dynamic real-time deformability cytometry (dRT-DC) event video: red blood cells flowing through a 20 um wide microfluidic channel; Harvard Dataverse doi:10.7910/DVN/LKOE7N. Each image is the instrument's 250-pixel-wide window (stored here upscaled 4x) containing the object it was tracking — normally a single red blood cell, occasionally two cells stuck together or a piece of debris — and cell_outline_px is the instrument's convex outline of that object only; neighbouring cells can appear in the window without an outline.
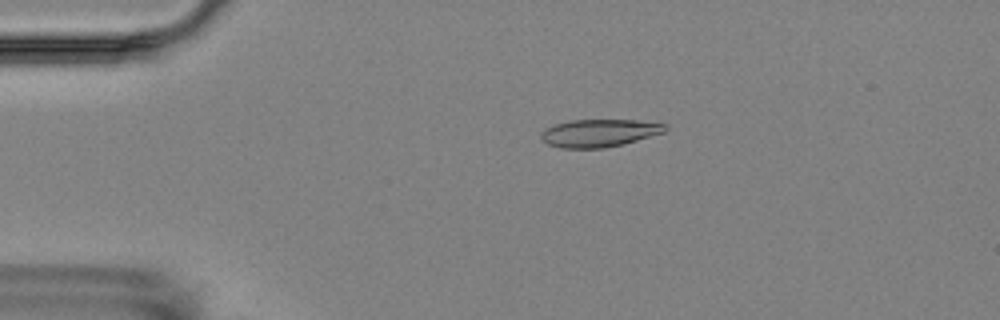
{"species": "Egyptian fruit bat (a non-hibernating species)", "species_latin": "Rousettus aegyptiacus", "temperature_condition": "room temperature", "stored_images_in_passage": 1, "camera_frame_rate_fps": 3000, "um_per_image_px": 0.085, "animal": {"sex": "female"}, "frame": {"image": 1, "passage_image": 1, "time_ms": 0.0, "image_size_px": [1000, 320], "cell_outline_px": [[668, 128], [664, 132], [624, 144], [604, 148], [560, 148], [548, 144], [540, 136], [540, 132], [556, 124], [572, 120], [636, 120], [668, 124]], "centroid_in_image_um": [50.96, 11.31], "position_along_channel_um": 34.0, "area_um2": 19.94}}